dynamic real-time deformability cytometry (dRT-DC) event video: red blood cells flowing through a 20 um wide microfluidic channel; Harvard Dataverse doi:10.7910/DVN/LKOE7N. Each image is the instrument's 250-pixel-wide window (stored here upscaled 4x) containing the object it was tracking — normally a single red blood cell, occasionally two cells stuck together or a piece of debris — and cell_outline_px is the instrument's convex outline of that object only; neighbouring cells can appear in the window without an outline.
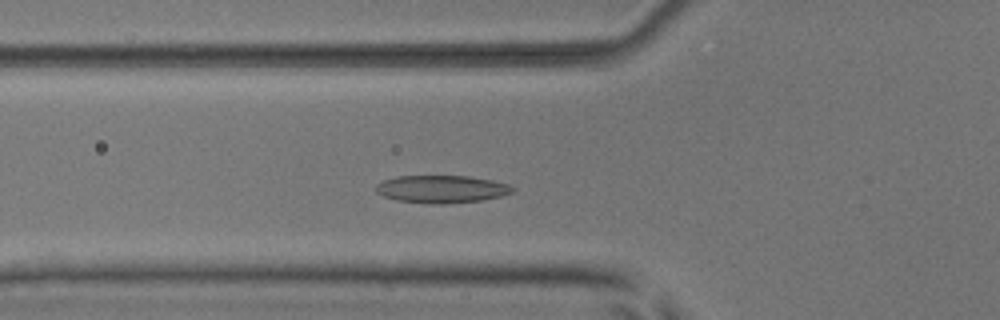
{"species": "common noctule bat (a hibernating species)", "species_latin": "Nyctalus noctula", "temperature_condition": "room temperature", "stored_images_in_passage": 48, "camera_frame_rate_fps": 3000, "um_per_image_px": 0.085, "animal": {"sex": "male", "body_mass_g": 17.9, "forearm_length_mm": 54.2}, "frame": {"image": 1, "passage_image": 14, "time_ms": 4.333, "image_size_px": [1000, 320], "cell_outline_px": [[516, 188], [512, 192], [500, 196], [484, 200], [448, 204], [432, 204], [396, 200], [384, 196], [376, 192], [376, 184], [384, 180], [396, 176], [468, 176], [492, 180], [508, 184]], "centroid_in_image_um": [37.54, 16.08], "position_along_channel_um": 88.3, "area_um2": 22.08}}
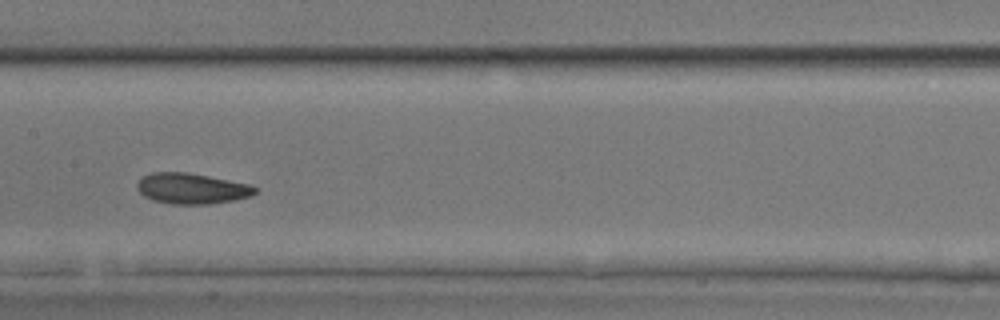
{"frame": {"image": 2, "passage_image": 22, "time_ms": 7.0, "image_size_px": [1000, 320], "cell_outline_px": [[260, 188], [252, 196], [232, 200], [208, 204], [172, 204], [152, 200], [144, 196], [136, 188], [136, 184], [144, 176], [152, 172], [188, 172], [248, 184]], "centroid_in_image_um": [16.29, 16.02], "position_along_channel_um": 191.1, "area_um2": 21.04}}
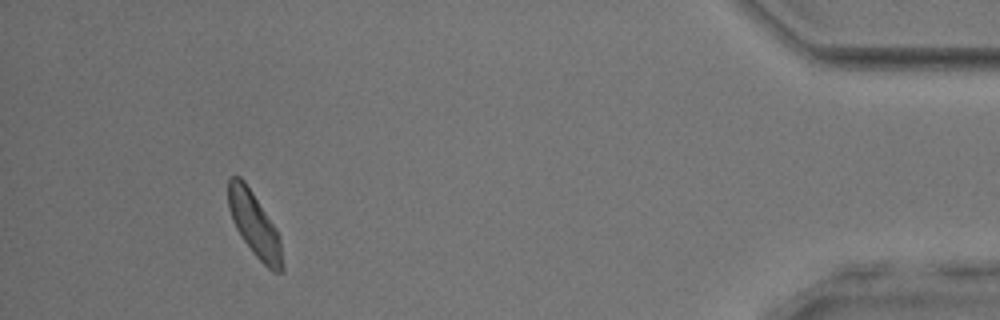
{"frame": {"image": 3, "passage_image": 44, "time_ms": 14.333, "image_size_px": [1000, 320], "cell_outline_px": [[284, 272], [272, 272], [252, 252], [236, 228], [232, 220], [228, 208], [228, 180], [232, 176], [240, 176], [244, 180], [276, 228], [280, 236], [284, 268]], "centroid_in_image_um": [21.64, 19.11], "position_along_channel_um": 413.6, "area_um2": 20.23}, "authors_computed_cell_mechanics": {"area_um2": 20.9814, "velocity_mm_per_s": 3.8648, "shape_relaxation_time_tau1_ms": 2.9728, "shape_relaxation_time_tau2_ms": 2.8731, "deformation_change_tau1": 0.0941, "deformation_change_tau2": 0.0988}}